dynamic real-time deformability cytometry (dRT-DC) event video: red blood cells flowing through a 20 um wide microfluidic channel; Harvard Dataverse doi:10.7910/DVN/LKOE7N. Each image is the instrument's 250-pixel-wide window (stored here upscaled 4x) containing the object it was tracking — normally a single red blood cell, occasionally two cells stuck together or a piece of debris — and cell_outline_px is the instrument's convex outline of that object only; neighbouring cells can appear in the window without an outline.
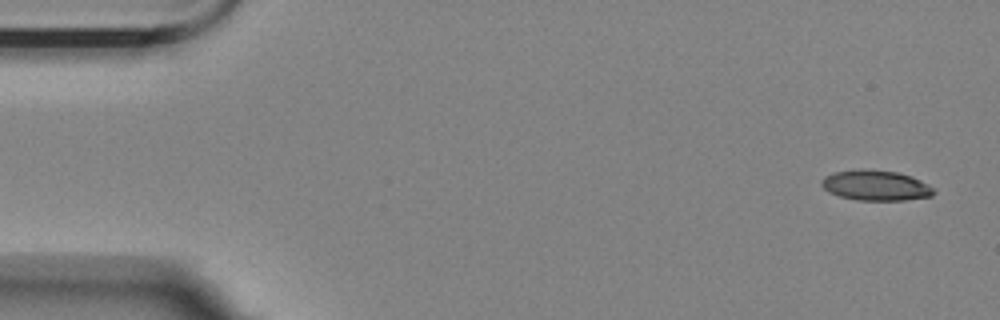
{"species": "Egyptian fruit bat (a non-hibernating species)", "species_latin": "Rousettus aegyptiacus", "temperature_condition": "room temperature", "stored_images_in_passage": 12, "camera_frame_rate_fps": 3000, "um_per_image_px": 0.085, "animal": {"sex": "female"}, "frame": {"image": 1, "passage_image": 1, "time_ms": 0.0, "image_size_px": [1000, 320], "cell_outline_px": [[936, 192], [932, 196], [904, 200], [856, 200], [840, 196], [828, 192], [820, 184], [820, 180], [824, 176], [832, 172], [864, 168], [896, 172], [912, 176], [928, 184]], "centroid_in_image_um": [74.4, 15.75], "position_along_channel_um": 10.6, "area_um2": 20.0}}